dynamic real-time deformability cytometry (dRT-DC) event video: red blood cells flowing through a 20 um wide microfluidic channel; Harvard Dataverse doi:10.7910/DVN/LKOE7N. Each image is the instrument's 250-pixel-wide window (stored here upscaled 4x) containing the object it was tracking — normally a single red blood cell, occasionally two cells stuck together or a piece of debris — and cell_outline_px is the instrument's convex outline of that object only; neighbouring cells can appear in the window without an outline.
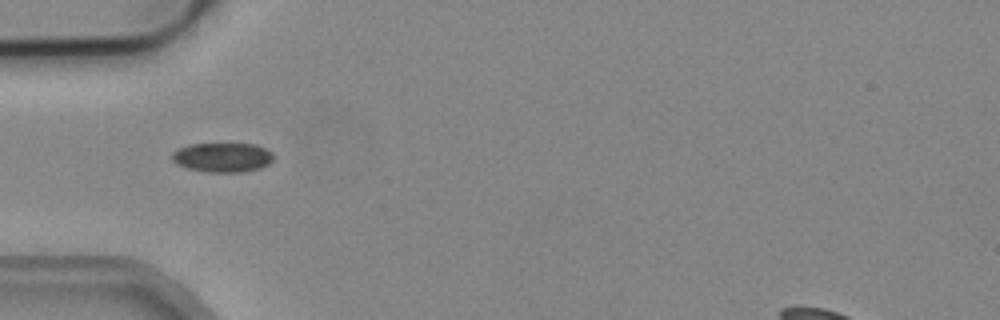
{"species": "common noctule bat (a hibernating species)", "species_latin": "Nyctalus noctula", "temperature_condition": "cold", "stored_images_in_passage": 7, "camera_frame_rate_fps": 3000, "um_per_image_px": 0.085, "animal": {"sex": "male", "body_mass_g": 19.2, "forearm_length_mm": 51.8}, "frame": {"image": 1, "passage_image": 5, "time_ms": 1.333, "image_size_px": [1000, 320], "cell_outline_px": [[272, 160], [268, 164], [260, 168], [240, 172], [208, 172], [188, 168], [176, 164], [172, 160], [172, 152], [176, 148], [188, 144], [256, 144], [272, 152]], "centroid_in_image_um": [18.87, 13.37], "position_along_channel_um": 66.1, "area_um2": 17.4}}